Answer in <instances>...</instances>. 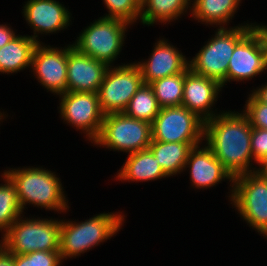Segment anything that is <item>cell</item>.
I'll list each match as a JSON object with an SVG mask.
<instances>
[{"label":"cell","instance_id":"22","mask_svg":"<svg viewBox=\"0 0 267 266\" xmlns=\"http://www.w3.org/2000/svg\"><path fill=\"white\" fill-rule=\"evenodd\" d=\"M241 0H194L190 12L198 22L206 24L220 25L224 28L225 24L234 17ZM200 20V21H199ZM223 25V26H221Z\"/></svg>","mask_w":267,"mask_h":266},{"label":"cell","instance_id":"19","mask_svg":"<svg viewBox=\"0 0 267 266\" xmlns=\"http://www.w3.org/2000/svg\"><path fill=\"white\" fill-rule=\"evenodd\" d=\"M116 176L123 181H150L168 177L149 148L128 155Z\"/></svg>","mask_w":267,"mask_h":266},{"label":"cell","instance_id":"14","mask_svg":"<svg viewBox=\"0 0 267 266\" xmlns=\"http://www.w3.org/2000/svg\"><path fill=\"white\" fill-rule=\"evenodd\" d=\"M108 67L105 62L82 54L73 45H68L66 92L97 93Z\"/></svg>","mask_w":267,"mask_h":266},{"label":"cell","instance_id":"7","mask_svg":"<svg viewBox=\"0 0 267 266\" xmlns=\"http://www.w3.org/2000/svg\"><path fill=\"white\" fill-rule=\"evenodd\" d=\"M231 204L247 223L263 236L267 234V178L257 171L237 176L232 184Z\"/></svg>","mask_w":267,"mask_h":266},{"label":"cell","instance_id":"13","mask_svg":"<svg viewBox=\"0 0 267 266\" xmlns=\"http://www.w3.org/2000/svg\"><path fill=\"white\" fill-rule=\"evenodd\" d=\"M41 44L36 46L33 53V72L48 91L63 94L67 87V47L59 49Z\"/></svg>","mask_w":267,"mask_h":266},{"label":"cell","instance_id":"1","mask_svg":"<svg viewBox=\"0 0 267 266\" xmlns=\"http://www.w3.org/2000/svg\"><path fill=\"white\" fill-rule=\"evenodd\" d=\"M216 114L204 122V140L233 178L254 171L251 150L252 127L242 112ZM250 166V167H249Z\"/></svg>","mask_w":267,"mask_h":266},{"label":"cell","instance_id":"23","mask_svg":"<svg viewBox=\"0 0 267 266\" xmlns=\"http://www.w3.org/2000/svg\"><path fill=\"white\" fill-rule=\"evenodd\" d=\"M191 0H141L140 19L143 25H152L155 22L166 24L178 19L187 11ZM146 8V9H145Z\"/></svg>","mask_w":267,"mask_h":266},{"label":"cell","instance_id":"16","mask_svg":"<svg viewBox=\"0 0 267 266\" xmlns=\"http://www.w3.org/2000/svg\"><path fill=\"white\" fill-rule=\"evenodd\" d=\"M23 8L25 20L34 31L30 37L38 43L37 32L48 34L60 31L68 27L71 21L70 12L56 0H28Z\"/></svg>","mask_w":267,"mask_h":266},{"label":"cell","instance_id":"31","mask_svg":"<svg viewBox=\"0 0 267 266\" xmlns=\"http://www.w3.org/2000/svg\"><path fill=\"white\" fill-rule=\"evenodd\" d=\"M15 36V32L6 24L0 25V48L6 45Z\"/></svg>","mask_w":267,"mask_h":266},{"label":"cell","instance_id":"33","mask_svg":"<svg viewBox=\"0 0 267 266\" xmlns=\"http://www.w3.org/2000/svg\"><path fill=\"white\" fill-rule=\"evenodd\" d=\"M252 95L262 103L267 104V83L262 85V87L252 91Z\"/></svg>","mask_w":267,"mask_h":266},{"label":"cell","instance_id":"9","mask_svg":"<svg viewBox=\"0 0 267 266\" xmlns=\"http://www.w3.org/2000/svg\"><path fill=\"white\" fill-rule=\"evenodd\" d=\"M151 132V141L200 143L204 121L185 106L164 107L151 124Z\"/></svg>","mask_w":267,"mask_h":266},{"label":"cell","instance_id":"24","mask_svg":"<svg viewBox=\"0 0 267 266\" xmlns=\"http://www.w3.org/2000/svg\"><path fill=\"white\" fill-rule=\"evenodd\" d=\"M160 110L161 107L152 87L143 83L133 95L123 113L131 118L152 124Z\"/></svg>","mask_w":267,"mask_h":266},{"label":"cell","instance_id":"10","mask_svg":"<svg viewBox=\"0 0 267 266\" xmlns=\"http://www.w3.org/2000/svg\"><path fill=\"white\" fill-rule=\"evenodd\" d=\"M142 84V73L136 63L108 67L97 92L102 112L105 115L123 112Z\"/></svg>","mask_w":267,"mask_h":266},{"label":"cell","instance_id":"25","mask_svg":"<svg viewBox=\"0 0 267 266\" xmlns=\"http://www.w3.org/2000/svg\"><path fill=\"white\" fill-rule=\"evenodd\" d=\"M185 72L167 76L151 82L149 85L161 108L181 106L183 100V87Z\"/></svg>","mask_w":267,"mask_h":266},{"label":"cell","instance_id":"4","mask_svg":"<svg viewBox=\"0 0 267 266\" xmlns=\"http://www.w3.org/2000/svg\"><path fill=\"white\" fill-rule=\"evenodd\" d=\"M247 24L233 28H218L214 37L189 60V69L196 74L212 78L218 81L223 87L226 83V76L230 58L235 46L255 27Z\"/></svg>","mask_w":267,"mask_h":266},{"label":"cell","instance_id":"30","mask_svg":"<svg viewBox=\"0 0 267 266\" xmlns=\"http://www.w3.org/2000/svg\"><path fill=\"white\" fill-rule=\"evenodd\" d=\"M250 143L253 160L258 163L265 155H267V130L252 127Z\"/></svg>","mask_w":267,"mask_h":266},{"label":"cell","instance_id":"18","mask_svg":"<svg viewBox=\"0 0 267 266\" xmlns=\"http://www.w3.org/2000/svg\"><path fill=\"white\" fill-rule=\"evenodd\" d=\"M199 148L197 145L190 150L184 167L190 169L192 185L197 189H208L223 179H229L233 183L234 178L215 157L212 150L208 146Z\"/></svg>","mask_w":267,"mask_h":266},{"label":"cell","instance_id":"17","mask_svg":"<svg viewBox=\"0 0 267 266\" xmlns=\"http://www.w3.org/2000/svg\"><path fill=\"white\" fill-rule=\"evenodd\" d=\"M146 62L136 63L142 73L144 84L172 76L189 69V61L173 45L166 40H159Z\"/></svg>","mask_w":267,"mask_h":266},{"label":"cell","instance_id":"34","mask_svg":"<svg viewBox=\"0 0 267 266\" xmlns=\"http://www.w3.org/2000/svg\"><path fill=\"white\" fill-rule=\"evenodd\" d=\"M258 165L260 166L257 171L261 176L267 178V155H265L259 162Z\"/></svg>","mask_w":267,"mask_h":266},{"label":"cell","instance_id":"20","mask_svg":"<svg viewBox=\"0 0 267 266\" xmlns=\"http://www.w3.org/2000/svg\"><path fill=\"white\" fill-rule=\"evenodd\" d=\"M39 43L30 36L16 35L0 48V72L17 73L32 65V57Z\"/></svg>","mask_w":267,"mask_h":266},{"label":"cell","instance_id":"3","mask_svg":"<svg viewBox=\"0 0 267 266\" xmlns=\"http://www.w3.org/2000/svg\"><path fill=\"white\" fill-rule=\"evenodd\" d=\"M120 213H100L84 222L61 220L59 252L61 259L83 254L118 233L124 221Z\"/></svg>","mask_w":267,"mask_h":266},{"label":"cell","instance_id":"32","mask_svg":"<svg viewBox=\"0 0 267 266\" xmlns=\"http://www.w3.org/2000/svg\"><path fill=\"white\" fill-rule=\"evenodd\" d=\"M0 266H14V254L0 244Z\"/></svg>","mask_w":267,"mask_h":266},{"label":"cell","instance_id":"15","mask_svg":"<svg viewBox=\"0 0 267 266\" xmlns=\"http://www.w3.org/2000/svg\"><path fill=\"white\" fill-rule=\"evenodd\" d=\"M221 88L222 86L218 81L188 69L185 72L182 106L187 107L206 122L216 116L211 107L214 101H217L216 98Z\"/></svg>","mask_w":267,"mask_h":266},{"label":"cell","instance_id":"21","mask_svg":"<svg viewBox=\"0 0 267 266\" xmlns=\"http://www.w3.org/2000/svg\"><path fill=\"white\" fill-rule=\"evenodd\" d=\"M200 143L151 141L149 149L164 173L170 177L184 170L190 150Z\"/></svg>","mask_w":267,"mask_h":266},{"label":"cell","instance_id":"11","mask_svg":"<svg viewBox=\"0 0 267 266\" xmlns=\"http://www.w3.org/2000/svg\"><path fill=\"white\" fill-rule=\"evenodd\" d=\"M267 69V25H256L236 46L230 58L226 83L250 80Z\"/></svg>","mask_w":267,"mask_h":266},{"label":"cell","instance_id":"2","mask_svg":"<svg viewBox=\"0 0 267 266\" xmlns=\"http://www.w3.org/2000/svg\"><path fill=\"white\" fill-rule=\"evenodd\" d=\"M4 174L14 183L22 210L28 203L57 212L69 208L62 183L54 172L29 167L5 170Z\"/></svg>","mask_w":267,"mask_h":266},{"label":"cell","instance_id":"12","mask_svg":"<svg viewBox=\"0 0 267 266\" xmlns=\"http://www.w3.org/2000/svg\"><path fill=\"white\" fill-rule=\"evenodd\" d=\"M61 117L71 126L81 129L94 142L101 131L105 114L99 103L98 93L64 92L59 95Z\"/></svg>","mask_w":267,"mask_h":266},{"label":"cell","instance_id":"26","mask_svg":"<svg viewBox=\"0 0 267 266\" xmlns=\"http://www.w3.org/2000/svg\"><path fill=\"white\" fill-rule=\"evenodd\" d=\"M2 177L5 184L0 185V230L6 233L23 210L14 183L6 174L2 173Z\"/></svg>","mask_w":267,"mask_h":266},{"label":"cell","instance_id":"27","mask_svg":"<svg viewBox=\"0 0 267 266\" xmlns=\"http://www.w3.org/2000/svg\"><path fill=\"white\" fill-rule=\"evenodd\" d=\"M109 14L104 18L119 19L129 24L135 22L141 13V0H103Z\"/></svg>","mask_w":267,"mask_h":266},{"label":"cell","instance_id":"29","mask_svg":"<svg viewBox=\"0 0 267 266\" xmlns=\"http://www.w3.org/2000/svg\"><path fill=\"white\" fill-rule=\"evenodd\" d=\"M243 111L253 128L267 130V104L259 102L252 94L249 95Z\"/></svg>","mask_w":267,"mask_h":266},{"label":"cell","instance_id":"28","mask_svg":"<svg viewBox=\"0 0 267 266\" xmlns=\"http://www.w3.org/2000/svg\"><path fill=\"white\" fill-rule=\"evenodd\" d=\"M59 251H34L26 254H14V266H60Z\"/></svg>","mask_w":267,"mask_h":266},{"label":"cell","instance_id":"6","mask_svg":"<svg viewBox=\"0 0 267 266\" xmlns=\"http://www.w3.org/2000/svg\"><path fill=\"white\" fill-rule=\"evenodd\" d=\"M152 140L151 124L121 113L104 116L98 138L92 142L129 154L147 149Z\"/></svg>","mask_w":267,"mask_h":266},{"label":"cell","instance_id":"8","mask_svg":"<svg viewBox=\"0 0 267 266\" xmlns=\"http://www.w3.org/2000/svg\"><path fill=\"white\" fill-rule=\"evenodd\" d=\"M128 25L119 19L100 17L82 31L73 47L82 54L112 66L122 50Z\"/></svg>","mask_w":267,"mask_h":266},{"label":"cell","instance_id":"5","mask_svg":"<svg viewBox=\"0 0 267 266\" xmlns=\"http://www.w3.org/2000/svg\"><path fill=\"white\" fill-rule=\"evenodd\" d=\"M19 217L4 234L1 243L12 254L59 251L61 220Z\"/></svg>","mask_w":267,"mask_h":266}]
</instances>
